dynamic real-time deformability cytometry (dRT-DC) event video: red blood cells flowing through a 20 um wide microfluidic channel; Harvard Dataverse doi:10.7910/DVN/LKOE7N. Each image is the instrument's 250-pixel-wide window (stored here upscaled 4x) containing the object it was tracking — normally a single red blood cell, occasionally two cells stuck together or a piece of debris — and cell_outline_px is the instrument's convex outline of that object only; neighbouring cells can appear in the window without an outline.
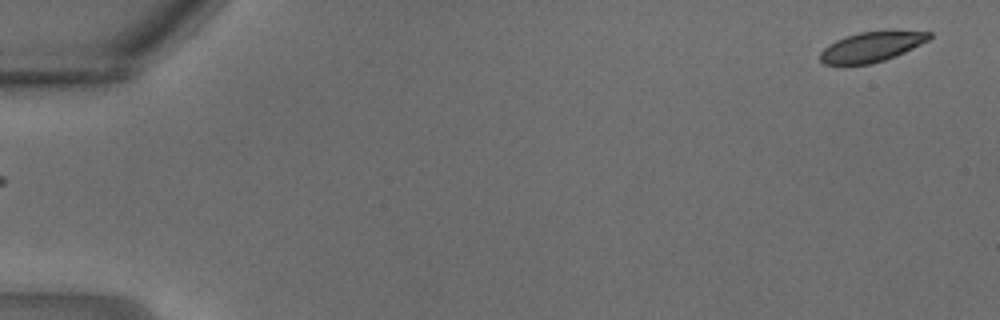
{"species": "common noctule bat (a hibernating species)", "species_latin": "Nyctalus noctula", "temperature_condition": "warm", "stored_images_in_passage": 31, "camera_frame_rate_fps": 3000, "um_per_image_px": 0.085, "animal": {"sex": "male", "body_mass_g": 18.8}, "frame": {"image": 1, "passage_image": 1, "time_ms": 0.0, "image_size_px": [1000, 320], "cell_outline_px": [[932, 36], [928, 40], [904, 52], [884, 60], [872, 64], [824, 64], [820, 60], [820, 52], [828, 44], [844, 36], [860, 32], [932, 32]], "centroid_in_image_um": [74.02, 4.0], "position_along_channel_um": 11.0, "area_um2": 18.55}}
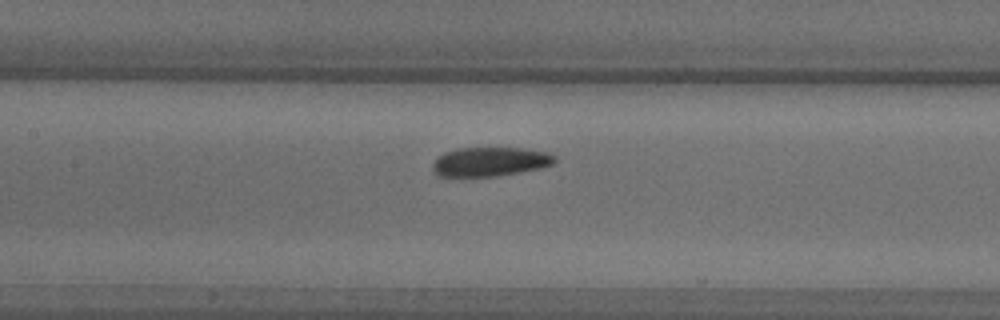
{"frame": {"image": 2, "passage_image": 15, "time_ms": 4.667, "image_size_px": [1000, 320], "cell_outline_px": [[556, 160], [552, 164], [540, 168], [496, 176], [440, 176], [432, 168], [432, 164], [444, 152], [460, 148], [520, 148], [548, 152], [556, 156]], "centroid_in_image_um": [41.68, 13.73], "position_along_channel_um": 165.7, "area_um2": 20.46}}
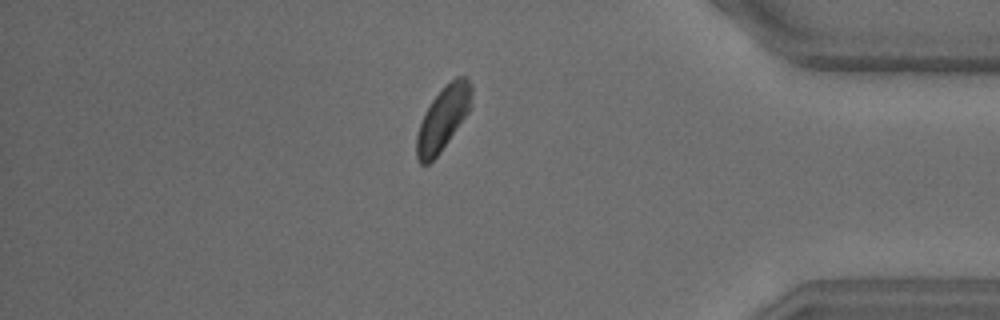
{"frame": {"image": 3, "passage_image": 27, "time_ms": 8.667, "image_size_px": [1000, 320], "cell_outline_px": [[472, 104], [468, 112], [440, 152], [428, 164], [420, 164], [416, 160], [416, 136], [424, 112], [432, 100], [456, 76], [468, 76], [472, 84]], "centroid_in_image_um": [37.66, 10.06], "position_along_channel_um": 397.5, "area_um2": 20.23}}